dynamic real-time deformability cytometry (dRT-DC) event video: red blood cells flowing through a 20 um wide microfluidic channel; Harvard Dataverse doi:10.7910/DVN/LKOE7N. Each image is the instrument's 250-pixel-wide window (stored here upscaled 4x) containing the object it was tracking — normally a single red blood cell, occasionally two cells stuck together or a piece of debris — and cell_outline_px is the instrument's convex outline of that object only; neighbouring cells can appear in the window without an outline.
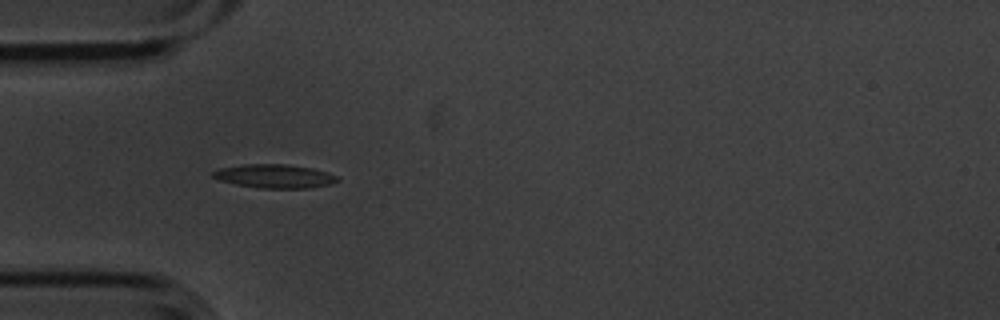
{"species": "common noctule bat (a hibernating species)", "species_latin": "Nyctalus noctula", "temperature_condition": "cold", "stored_images_in_passage": 5, "camera_frame_rate_fps": 3000, "um_per_image_px": 0.085, "animal": {"sex": "male", "body_mass_g": 20.1, "forearm_length_mm": 53.5}, "frame": {"image": 1, "passage_image": 4, "time_ms": 1.0, "image_size_px": [1000, 320], "cell_outline_px": [[340, 180], [328, 184], [308, 188], [260, 188], [236, 184], [220, 180], [212, 176], [212, 172], [220, 168], [244, 164], [284, 164], [312, 168], [328, 172], [336, 176]], "centroid_in_image_um": [23.33, 14.97], "position_along_channel_um": 61.7, "area_um2": 16.99}}
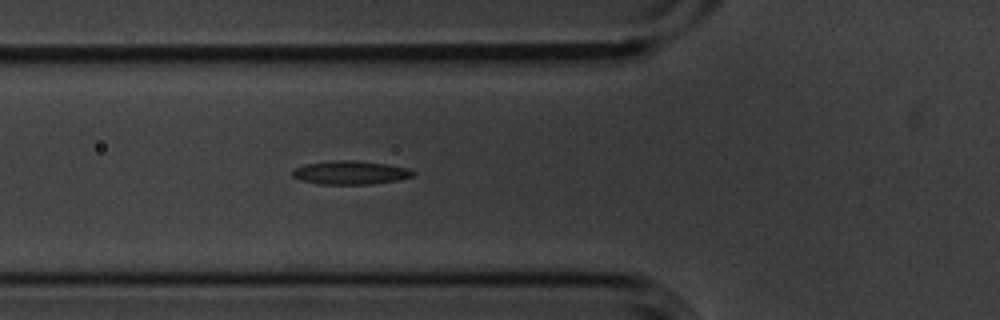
{"frame": {"image": 2, "passage_image": 5, "time_ms": 1.333, "image_size_px": [1000, 320], "cell_outline_px": [[416, 172], [412, 176], [400, 180], [368, 184], [316, 184], [300, 180], [292, 176], [292, 172], [296, 168], [304, 164], [340, 160], [352, 160], [388, 164], [408, 168]], "centroid_in_image_um": [29.79, 14.68], "position_along_channel_um": 96.0, "area_um2": 16.53}}